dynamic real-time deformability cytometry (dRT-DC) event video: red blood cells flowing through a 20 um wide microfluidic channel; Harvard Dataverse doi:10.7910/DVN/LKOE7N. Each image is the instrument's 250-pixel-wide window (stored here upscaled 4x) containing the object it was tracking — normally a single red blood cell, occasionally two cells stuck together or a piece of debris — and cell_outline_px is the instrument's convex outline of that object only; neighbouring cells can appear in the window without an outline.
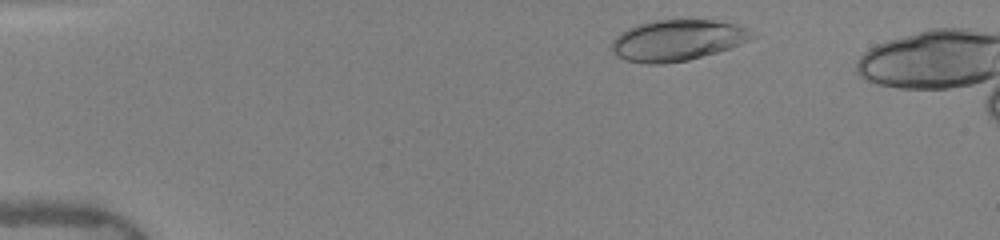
{"species": "human", "species_latin": "Homo sapiens", "temperature_condition": "warm", "stored_images_in_passage": 43, "camera_frame_rate_fps": 3000, "um_per_image_px": 0.085, "donor": {"sex": "female"}, "frame": {"image": 1, "passage_image": 3, "time_ms": 0.667, "image_size_px": [1000, 240], "cell_outline_px": [[760, 36], [740, 44], [716, 52], [688, 60], [664, 64], [648, 64], [624, 60], [616, 56], [612, 52], [612, 40], [620, 32], [636, 24], [652, 20], [716, 20], [740, 24], [760, 32]], "centroid_in_image_um": [57.64, 3.41], "position_along_channel_um": 27.4, "area_um2": 34.28}}
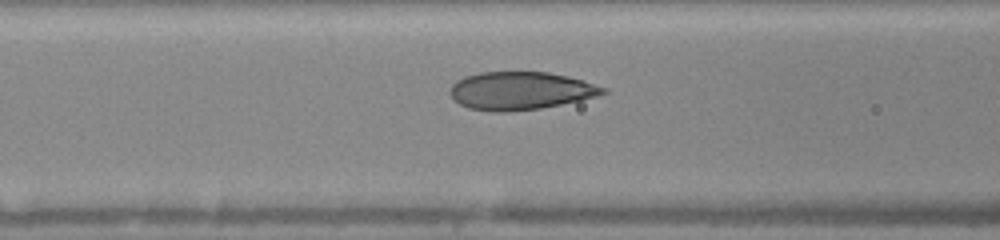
{"frame": {"image": 2, "passage_image": 16, "time_ms": 5.0, "image_size_px": [1000, 240], "cell_outline_px": [[608, 92], [596, 96], [580, 100], [540, 108], [508, 112], [492, 112], [468, 108], [460, 104], [448, 92], [452, 84], [456, 80], [464, 76], [480, 72], [548, 72], [568, 76], [608, 88]], "centroid_in_image_um": [44.22, 7.71], "position_along_channel_um": 122.4, "area_um2": 33.87}}
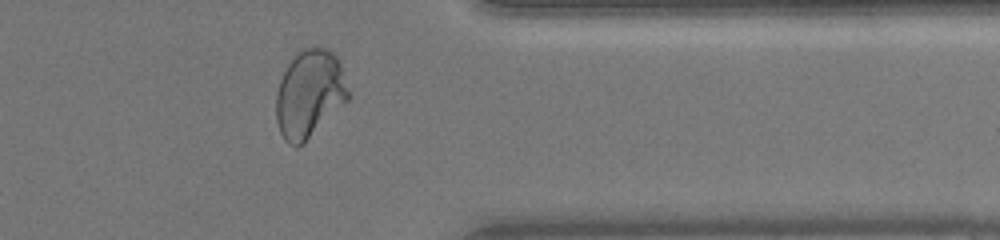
{"frame": {"image": 3, "passage_image": 36, "time_ms": 11.667, "image_size_px": [1000, 240], "cell_outline_px": [[352, 96], [304, 144], [296, 148], [288, 144], [284, 140], [280, 132], [276, 120], [276, 92], [280, 80], [288, 64], [296, 52], [300, 48], [312, 44], [328, 48], [336, 56], [340, 64]], "centroid_in_image_um": [26.31, 7.96], "position_along_channel_um": 385.1, "area_um2": 37.74}}